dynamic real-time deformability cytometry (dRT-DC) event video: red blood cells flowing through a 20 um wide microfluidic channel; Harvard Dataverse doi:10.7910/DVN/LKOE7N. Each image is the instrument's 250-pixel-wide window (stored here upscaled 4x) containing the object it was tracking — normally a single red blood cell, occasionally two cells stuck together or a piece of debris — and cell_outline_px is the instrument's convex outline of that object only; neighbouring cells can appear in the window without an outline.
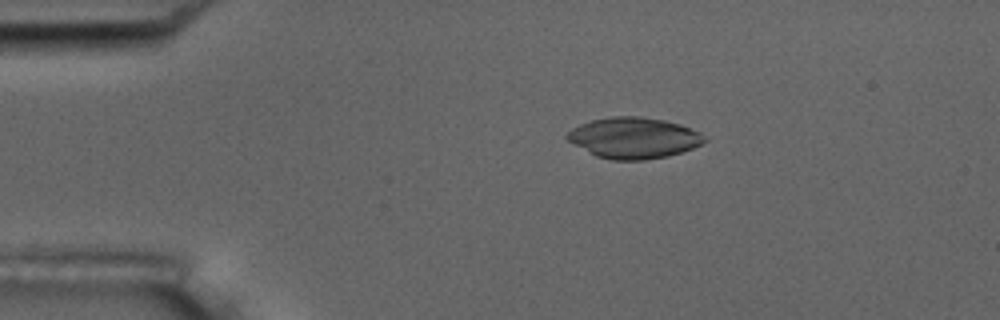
{"species": "common noctule bat (a hibernating species)", "species_latin": "Nyctalus noctula", "temperature_condition": "room temperature", "stored_images_in_passage": 5, "camera_frame_rate_fps": 3000, "um_per_image_px": 0.085, "animal": {"sex": "male", "body_mass_g": 17.5, "forearm_length_mm": 52.3}, "frame": {"image": 1, "passage_image": 2, "time_ms": 1.0, "image_size_px": [1000, 320], "cell_outline_px": [[708, 140], [692, 148], [668, 156], [644, 160], [612, 160], [596, 156], [568, 140], [564, 136], [572, 128], [580, 124], [592, 120], [612, 116], [640, 116], [664, 120], [680, 124], [700, 132]], "centroid_in_image_um": [53.87, 11.71], "position_along_channel_um": 31.1, "area_um2": 32.66}}